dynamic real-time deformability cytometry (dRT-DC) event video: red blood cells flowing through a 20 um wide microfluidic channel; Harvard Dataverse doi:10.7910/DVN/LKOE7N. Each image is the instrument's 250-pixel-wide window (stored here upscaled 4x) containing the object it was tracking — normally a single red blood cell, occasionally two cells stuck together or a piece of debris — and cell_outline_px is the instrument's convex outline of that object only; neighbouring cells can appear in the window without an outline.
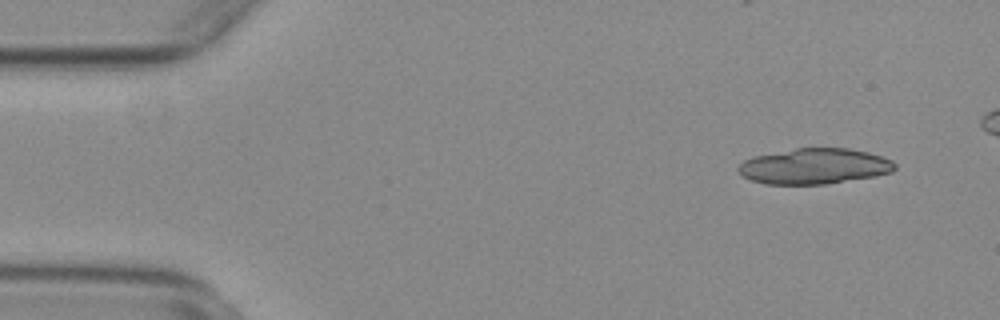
{"species": "common noctule bat (a hibernating species)", "species_latin": "Nyctalus noctula", "temperature_condition": "warm", "stored_images_in_passage": 22, "camera_frame_rate_fps": 3000, "um_per_image_px": 0.085, "animal": {"sex": "female", "body_mass_g": 29.2, "forearm_length_mm": 56.3}, "frame": {"image": 1, "passage_image": 4, "time_ms": 1.0, "image_size_px": [1000, 320], "cell_outline_px": [[896, 168], [892, 172], [876, 176], [824, 184], [764, 184], [752, 180], [744, 176], [736, 168], [744, 160], [752, 156], [796, 148], [848, 148], [868, 152], [892, 160], [896, 164]], "centroid_in_image_um": [69.23, 14.12], "position_along_channel_um": 15.8, "area_um2": 32.48}}